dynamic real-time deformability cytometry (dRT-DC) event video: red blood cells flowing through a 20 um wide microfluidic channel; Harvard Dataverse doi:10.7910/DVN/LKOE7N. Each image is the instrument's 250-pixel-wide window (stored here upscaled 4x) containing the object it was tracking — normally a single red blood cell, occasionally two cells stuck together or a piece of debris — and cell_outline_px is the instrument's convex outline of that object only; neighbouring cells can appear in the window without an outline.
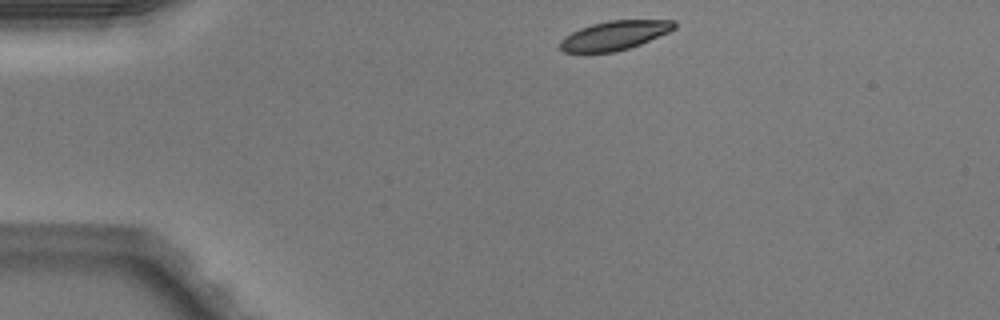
{"species": "Egyptian fruit bat (a non-hibernating species)", "species_latin": "Rousettus aegyptiacus", "temperature_condition": "warm", "stored_images_in_passage": 41, "camera_frame_rate_fps": 3000, "um_per_image_px": 0.085, "animal": {"sex": "male"}, "frame": {"image": 1, "passage_image": 1, "time_ms": 0.0, "image_size_px": [1000, 320], "cell_outline_px": [[676, 28], [668, 32], [640, 44], [628, 48], [612, 52], [564, 52], [560, 48], [560, 40], [564, 36], [580, 28], [592, 24], [608, 20], [676, 20]], "centroid_in_image_um": [52.23, 3.0], "position_along_channel_um": 32.8, "area_um2": 19.25}}
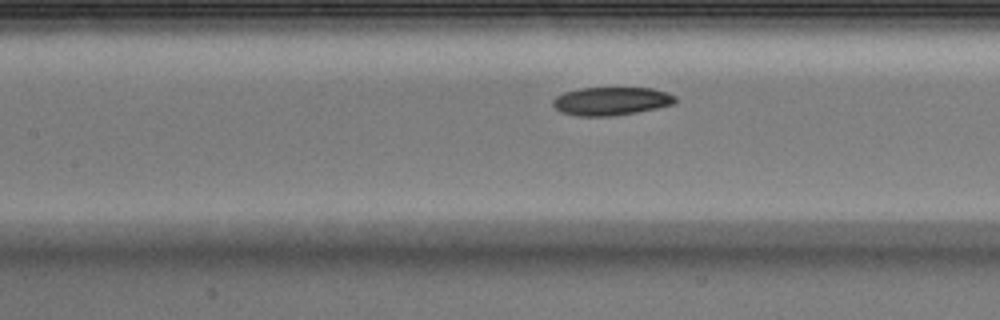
{"frame": {"image": 2, "passage_image": 14, "time_ms": 4.333, "image_size_px": [1000, 320], "cell_outline_px": [[676, 104], [636, 112], [612, 116], [576, 116], [560, 112], [552, 104], [552, 100], [556, 96], [564, 92], [580, 88], [652, 88], [668, 92], [676, 96]], "centroid_in_image_um": [51.95, 8.59], "position_along_channel_um": 155.4, "area_um2": 20.29}}
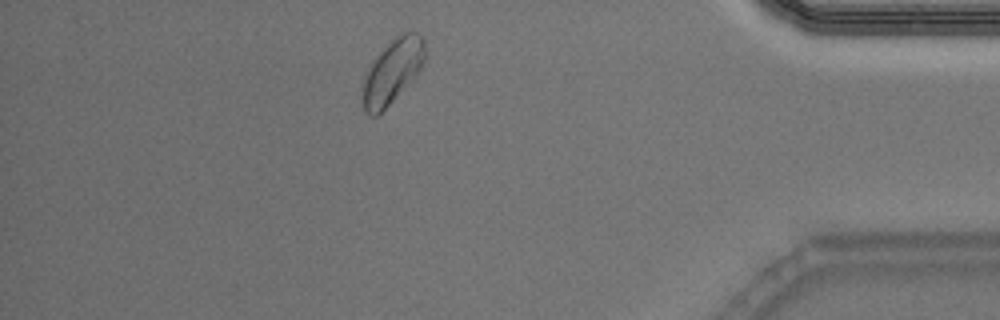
{"frame": {"image": 3, "passage_image": 35, "time_ms": 11.333, "image_size_px": [1000, 320], "cell_outline_px": [[424, 60], [420, 68], [388, 104], [376, 116], [368, 116], [364, 112], [364, 76], [376, 56], [384, 44], [400, 32], [416, 32], [424, 36]], "centroid_in_image_um": [33.34, 5.98], "position_along_channel_um": 401.9, "area_um2": 22.6}, "authors_computed_cell_mechanics": {"area_um2": 20.5768, "velocity_mm_per_s": 4.0505, "shape_relaxation_time_tau1_ms": 5.3604, "shape_relaxation_time_tau2_ms": null, "deformation_change_tau1": 0.0937, "deformation_change_tau2": null}}